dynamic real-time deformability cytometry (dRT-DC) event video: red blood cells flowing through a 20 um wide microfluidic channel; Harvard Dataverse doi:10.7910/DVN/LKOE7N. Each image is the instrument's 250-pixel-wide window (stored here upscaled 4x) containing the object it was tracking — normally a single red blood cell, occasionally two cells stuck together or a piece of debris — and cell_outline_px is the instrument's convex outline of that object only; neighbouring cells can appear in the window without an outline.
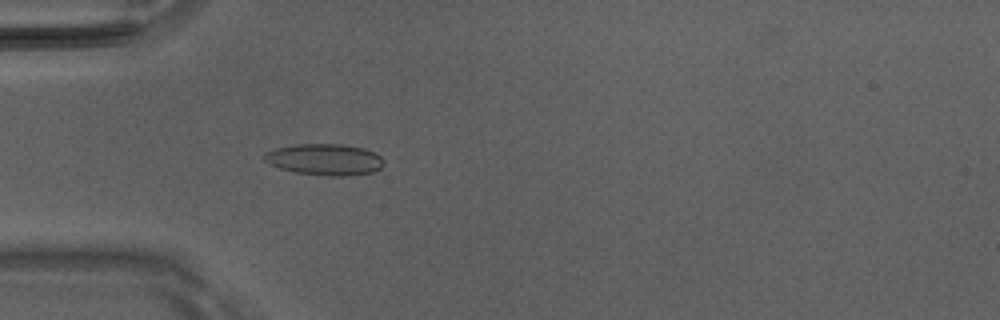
{"species": "Egyptian fruit bat (a non-hibernating species)", "species_latin": "Rousettus aegyptiacus", "temperature_condition": "room temperature", "stored_images_in_passage": 30, "camera_frame_rate_fps": 3000, "um_per_image_px": 0.085, "animal": {"sex": "male"}, "frame": {"image": 1, "passage_image": 5, "time_ms": 1.333, "image_size_px": [1000, 320], "cell_outline_px": [[384, 164], [380, 168], [372, 172], [348, 176], [328, 176], [296, 172], [280, 168], [268, 164], [264, 160], [264, 152], [276, 148], [296, 144], [344, 144], [364, 148], [376, 152], [384, 160]], "centroid_in_image_um": [27.61, 13.55], "position_along_channel_um": 57.4, "area_um2": 22.02}}
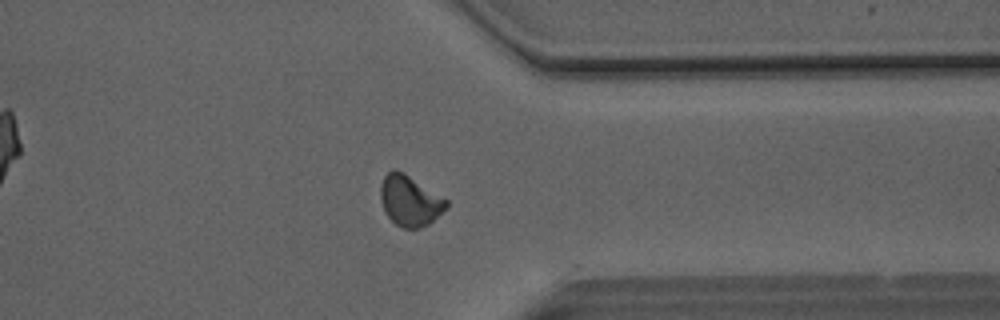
{"frame": {"image": 2, "passage_image": 29, "time_ms": 9.333, "image_size_px": [1000, 320], "cell_outline_px": [[448, 208], [428, 224], [420, 228], [400, 228], [384, 212], [380, 200], [380, 184], [384, 176], [392, 168], [396, 168], [404, 172], [448, 200]], "centroid_in_image_um": [34.82, 17.04], "position_along_channel_um": 376.6, "area_um2": 19.65}, "authors_computed_cell_mechanics": {"area_um2": 19.5942, "velocity_mm_per_s": 4.1121, "shape_relaxation_time_tau1_ms": 10.0065, "shape_relaxation_time_tau2_ms": 3.1178, "deformation_change_tau1": 0.1726, "deformation_change_tau2": 0.075}}